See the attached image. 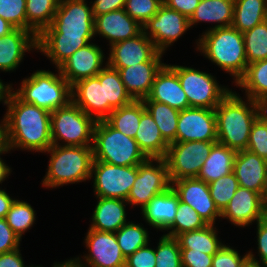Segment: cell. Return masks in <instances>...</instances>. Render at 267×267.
Wrapping results in <instances>:
<instances>
[{"mask_svg": "<svg viewBox=\"0 0 267 267\" xmlns=\"http://www.w3.org/2000/svg\"><path fill=\"white\" fill-rule=\"evenodd\" d=\"M95 36L94 16L85 0H59L51 25L37 37V50L58 69Z\"/></svg>", "mask_w": 267, "mask_h": 267, "instance_id": "obj_1", "label": "cell"}, {"mask_svg": "<svg viewBox=\"0 0 267 267\" xmlns=\"http://www.w3.org/2000/svg\"><path fill=\"white\" fill-rule=\"evenodd\" d=\"M9 89L4 104L7 147L46 152L53 144L51 138V112L22 101Z\"/></svg>", "mask_w": 267, "mask_h": 267, "instance_id": "obj_2", "label": "cell"}, {"mask_svg": "<svg viewBox=\"0 0 267 267\" xmlns=\"http://www.w3.org/2000/svg\"><path fill=\"white\" fill-rule=\"evenodd\" d=\"M246 99L247 103L231 91L214 109L217 142L236 152L247 149L252 125L266 110L261 103Z\"/></svg>", "mask_w": 267, "mask_h": 267, "instance_id": "obj_3", "label": "cell"}, {"mask_svg": "<svg viewBox=\"0 0 267 267\" xmlns=\"http://www.w3.org/2000/svg\"><path fill=\"white\" fill-rule=\"evenodd\" d=\"M196 44L205 57L235 78V84L245 73L248 63L243 33L232 25L206 30Z\"/></svg>", "mask_w": 267, "mask_h": 267, "instance_id": "obj_4", "label": "cell"}, {"mask_svg": "<svg viewBox=\"0 0 267 267\" xmlns=\"http://www.w3.org/2000/svg\"><path fill=\"white\" fill-rule=\"evenodd\" d=\"M46 152L51 156L43 186L53 189L91 179L92 146L52 145Z\"/></svg>", "mask_w": 267, "mask_h": 267, "instance_id": "obj_5", "label": "cell"}, {"mask_svg": "<svg viewBox=\"0 0 267 267\" xmlns=\"http://www.w3.org/2000/svg\"><path fill=\"white\" fill-rule=\"evenodd\" d=\"M92 150L94 161L117 166H136L148 159L134 138L114 129L105 120L95 123Z\"/></svg>", "mask_w": 267, "mask_h": 267, "instance_id": "obj_6", "label": "cell"}, {"mask_svg": "<svg viewBox=\"0 0 267 267\" xmlns=\"http://www.w3.org/2000/svg\"><path fill=\"white\" fill-rule=\"evenodd\" d=\"M46 70H37L21 82L13 91L22 101L44 108L50 112L66 106L71 100V85L61 75Z\"/></svg>", "mask_w": 267, "mask_h": 267, "instance_id": "obj_7", "label": "cell"}, {"mask_svg": "<svg viewBox=\"0 0 267 267\" xmlns=\"http://www.w3.org/2000/svg\"><path fill=\"white\" fill-rule=\"evenodd\" d=\"M72 100L64 107L51 112V138L53 145L92 146L95 123Z\"/></svg>", "mask_w": 267, "mask_h": 267, "instance_id": "obj_8", "label": "cell"}, {"mask_svg": "<svg viewBox=\"0 0 267 267\" xmlns=\"http://www.w3.org/2000/svg\"><path fill=\"white\" fill-rule=\"evenodd\" d=\"M180 80L190 107L215 109L232 91L217 83L214 76L191 67L169 65Z\"/></svg>", "mask_w": 267, "mask_h": 267, "instance_id": "obj_9", "label": "cell"}, {"mask_svg": "<svg viewBox=\"0 0 267 267\" xmlns=\"http://www.w3.org/2000/svg\"><path fill=\"white\" fill-rule=\"evenodd\" d=\"M217 141H188L169 144L164 160L170 183L184 178H197L204 160Z\"/></svg>", "mask_w": 267, "mask_h": 267, "instance_id": "obj_10", "label": "cell"}, {"mask_svg": "<svg viewBox=\"0 0 267 267\" xmlns=\"http://www.w3.org/2000/svg\"><path fill=\"white\" fill-rule=\"evenodd\" d=\"M170 187L164 158H148L137 165L136 180L126 201L132 206L140 205L142 209L154 196L165 192Z\"/></svg>", "mask_w": 267, "mask_h": 267, "instance_id": "obj_11", "label": "cell"}, {"mask_svg": "<svg viewBox=\"0 0 267 267\" xmlns=\"http://www.w3.org/2000/svg\"><path fill=\"white\" fill-rule=\"evenodd\" d=\"M136 176L137 165L117 166L102 161L92 164L91 178L97 197L127 200Z\"/></svg>", "mask_w": 267, "mask_h": 267, "instance_id": "obj_12", "label": "cell"}, {"mask_svg": "<svg viewBox=\"0 0 267 267\" xmlns=\"http://www.w3.org/2000/svg\"><path fill=\"white\" fill-rule=\"evenodd\" d=\"M190 28L189 18L162 4L155 16L143 26V31L156 49L164 53Z\"/></svg>", "mask_w": 267, "mask_h": 267, "instance_id": "obj_13", "label": "cell"}, {"mask_svg": "<svg viewBox=\"0 0 267 267\" xmlns=\"http://www.w3.org/2000/svg\"><path fill=\"white\" fill-rule=\"evenodd\" d=\"M85 237L84 243L89 250V255L83 256L85 263L79 257L74 258L82 267H125L126 258L115 233L88 229Z\"/></svg>", "mask_w": 267, "mask_h": 267, "instance_id": "obj_14", "label": "cell"}, {"mask_svg": "<svg viewBox=\"0 0 267 267\" xmlns=\"http://www.w3.org/2000/svg\"><path fill=\"white\" fill-rule=\"evenodd\" d=\"M72 101L96 121L105 120L114 108L105 102L104 68L95 76L71 86Z\"/></svg>", "mask_w": 267, "mask_h": 267, "instance_id": "obj_15", "label": "cell"}, {"mask_svg": "<svg viewBox=\"0 0 267 267\" xmlns=\"http://www.w3.org/2000/svg\"><path fill=\"white\" fill-rule=\"evenodd\" d=\"M217 141L214 109L189 107L179 112L176 142Z\"/></svg>", "mask_w": 267, "mask_h": 267, "instance_id": "obj_16", "label": "cell"}, {"mask_svg": "<svg viewBox=\"0 0 267 267\" xmlns=\"http://www.w3.org/2000/svg\"><path fill=\"white\" fill-rule=\"evenodd\" d=\"M171 188L178 195L179 201L191 206L207 224H216L221 212L210 196L209 186L197 178H184L171 182Z\"/></svg>", "mask_w": 267, "mask_h": 267, "instance_id": "obj_17", "label": "cell"}, {"mask_svg": "<svg viewBox=\"0 0 267 267\" xmlns=\"http://www.w3.org/2000/svg\"><path fill=\"white\" fill-rule=\"evenodd\" d=\"M267 216L261 194L239 187L228 205L221 212V217L228 219L233 225L245 227L258 222Z\"/></svg>", "mask_w": 267, "mask_h": 267, "instance_id": "obj_18", "label": "cell"}, {"mask_svg": "<svg viewBox=\"0 0 267 267\" xmlns=\"http://www.w3.org/2000/svg\"><path fill=\"white\" fill-rule=\"evenodd\" d=\"M104 57L101 47L91 42L75 51L59 71L72 86L81 79L95 77L105 67Z\"/></svg>", "mask_w": 267, "mask_h": 267, "instance_id": "obj_19", "label": "cell"}, {"mask_svg": "<svg viewBox=\"0 0 267 267\" xmlns=\"http://www.w3.org/2000/svg\"><path fill=\"white\" fill-rule=\"evenodd\" d=\"M157 52L154 43L142 31L134 38L111 45L106 63L119 70L141 62H148Z\"/></svg>", "mask_w": 267, "mask_h": 267, "instance_id": "obj_20", "label": "cell"}, {"mask_svg": "<svg viewBox=\"0 0 267 267\" xmlns=\"http://www.w3.org/2000/svg\"><path fill=\"white\" fill-rule=\"evenodd\" d=\"M163 54L158 51L148 62L118 70L126 91L134 100H142L149 95L155 76L164 65L161 61Z\"/></svg>", "mask_w": 267, "mask_h": 267, "instance_id": "obj_21", "label": "cell"}, {"mask_svg": "<svg viewBox=\"0 0 267 267\" xmlns=\"http://www.w3.org/2000/svg\"><path fill=\"white\" fill-rule=\"evenodd\" d=\"M142 101L164 103L178 111L190 107L177 73L169 64H164L157 72L149 95Z\"/></svg>", "mask_w": 267, "mask_h": 267, "instance_id": "obj_22", "label": "cell"}, {"mask_svg": "<svg viewBox=\"0 0 267 267\" xmlns=\"http://www.w3.org/2000/svg\"><path fill=\"white\" fill-rule=\"evenodd\" d=\"M143 27L123 9L94 17V32L109 40V46L139 35Z\"/></svg>", "mask_w": 267, "mask_h": 267, "instance_id": "obj_23", "label": "cell"}, {"mask_svg": "<svg viewBox=\"0 0 267 267\" xmlns=\"http://www.w3.org/2000/svg\"><path fill=\"white\" fill-rule=\"evenodd\" d=\"M37 50V36L28 30L14 28L0 37V70L14 71L25 55L33 49Z\"/></svg>", "mask_w": 267, "mask_h": 267, "instance_id": "obj_24", "label": "cell"}, {"mask_svg": "<svg viewBox=\"0 0 267 267\" xmlns=\"http://www.w3.org/2000/svg\"><path fill=\"white\" fill-rule=\"evenodd\" d=\"M267 172V160L248 150L238 151L233 173L239 186L261 194Z\"/></svg>", "mask_w": 267, "mask_h": 267, "instance_id": "obj_25", "label": "cell"}, {"mask_svg": "<svg viewBox=\"0 0 267 267\" xmlns=\"http://www.w3.org/2000/svg\"><path fill=\"white\" fill-rule=\"evenodd\" d=\"M178 205L179 197L170 187L154 196L141 211L146 223L162 231L174 222Z\"/></svg>", "mask_w": 267, "mask_h": 267, "instance_id": "obj_26", "label": "cell"}, {"mask_svg": "<svg viewBox=\"0 0 267 267\" xmlns=\"http://www.w3.org/2000/svg\"><path fill=\"white\" fill-rule=\"evenodd\" d=\"M98 203L92 214L89 229L115 233L126 223L127 201L116 198L97 197Z\"/></svg>", "mask_w": 267, "mask_h": 267, "instance_id": "obj_27", "label": "cell"}, {"mask_svg": "<svg viewBox=\"0 0 267 267\" xmlns=\"http://www.w3.org/2000/svg\"><path fill=\"white\" fill-rule=\"evenodd\" d=\"M148 158H164L169 144L141 100V119L134 138Z\"/></svg>", "mask_w": 267, "mask_h": 267, "instance_id": "obj_28", "label": "cell"}, {"mask_svg": "<svg viewBox=\"0 0 267 267\" xmlns=\"http://www.w3.org/2000/svg\"><path fill=\"white\" fill-rule=\"evenodd\" d=\"M233 14L234 0H200L198 7L189 18L190 27L199 22L217 23L210 29L231 26Z\"/></svg>", "mask_w": 267, "mask_h": 267, "instance_id": "obj_29", "label": "cell"}, {"mask_svg": "<svg viewBox=\"0 0 267 267\" xmlns=\"http://www.w3.org/2000/svg\"><path fill=\"white\" fill-rule=\"evenodd\" d=\"M236 153L226 145L216 142L210 150L209 156L204 160L197 179L209 184L222 176L229 175L233 172Z\"/></svg>", "mask_w": 267, "mask_h": 267, "instance_id": "obj_30", "label": "cell"}, {"mask_svg": "<svg viewBox=\"0 0 267 267\" xmlns=\"http://www.w3.org/2000/svg\"><path fill=\"white\" fill-rule=\"evenodd\" d=\"M236 86L245 90L247 98L267 106V59L248 64Z\"/></svg>", "mask_w": 267, "mask_h": 267, "instance_id": "obj_31", "label": "cell"}, {"mask_svg": "<svg viewBox=\"0 0 267 267\" xmlns=\"http://www.w3.org/2000/svg\"><path fill=\"white\" fill-rule=\"evenodd\" d=\"M267 20V0H234L232 26L240 32Z\"/></svg>", "mask_w": 267, "mask_h": 267, "instance_id": "obj_32", "label": "cell"}, {"mask_svg": "<svg viewBox=\"0 0 267 267\" xmlns=\"http://www.w3.org/2000/svg\"><path fill=\"white\" fill-rule=\"evenodd\" d=\"M215 225L208 224L202 229L184 232L176 237L180 249H193L207 255H214L223 245L217 237Z\"/></svg>", "mask_w": 267, "mask_h": 267, "instance_id": "obj_33", "label": "cell"}, {"mask_svg": "<svg viewBox=\"0 0 267 267\" xmlns=\"http://www.w3.org/2000/svg\"><path fill=\"white\" fill-rule=\"evenodd\" d=\"M58 3L59 0H26V30L38 37L51 25Z\"/></svg>", "mask_w": 267, "mask_h": 267, "instance_id": "obj_34", "label": "cell"}, {"mask_svg": "<svg viewBox=\"0 0 267 267\" xmlns=\"http://www.w3.org/2000/svg\"><path fill=\"white\" fill-rule=\"evenodd\" d=\"M142 102L144 103L145 109L150 113L156 122L164 140L168 144L176 143V132L180 111L160 102Z\"/></svg>", "mask_w": 267, "mask_h": 267, "instance_id": "obj_35", "label": "cell"}, {"mask_svg": "<svg viewBox=\"0 0 267 267\" xmlns=\"http://www.w3.org/2000/svg\"><path fill=\"white\" fill-rule=\"evenodd\" d=\"M141 119V100L114 109L105 121L124 135L135 138Z\"/></svg>", "mask_w": 267, "mask_h": 267, "instance_id": "obj_36", "label": "cell"}, {"mask_svg": "<svg viewBox=\"0 0 267 267\" xmlns=\"http://www.w3.org/2000/svg\"><path fill=\"white\" fill-rule=\"evenodd\" d=\"M104 93L105 102H109L114 109L125 106L134 100L126 91L119 71L108 64L104 67Z\"/></svg>", "mask_w": 267, "mask_h": 267, "instance_id": "obj_37", "label": "cell"}, {"mask_svg": "<svg viewBox=\"0 0 267 267\" xmlns=\"http://www.w3.org/2000/svg\"><path fill=\"white\" fill-rule=\"evenodd\" d=\"M115 235L125 258L149 244L150 239L148 231L140 224L132 223V221L123 225L115 232Z\"/></svg>", "mask_w": 267, "mask_h": 267, "instance_id": "obj_38", "label": "cell"}, {"mask_svg": "<svg viewBox=\"0 0 267 267\" xmlns=\"http://www.w3.org/2000/svg\"><path fill=\"white\" fill-rule=\"evenodd\" d=\"M247 63L267 59V20L243 32Z\"/></svg>", "mask_w": 267, "mask_h": 267, "instance_id": "obj_39", "label": "cell"}, {"mask_svg": "<svg viewBox=\"0 0 267 267\" xmlns=\"http://www.w3.org/2000/svg\"><path fill=\"white\" fill-rule=\"evenodd\" d=\"M205 220L188 204L179 201L174 222L166 229V235L177 237L178 235L199 230L207 226Z\"/></svg>", "mask_w": 267, "mask_h": 267, "instance_id": "obj_40", "label": "cell"}, {"mask_svg": "<svg viewBox=\"0 0 267 267\" xmlns=\"http://www.w3.org/2000/svg\"><path fill=\"white\" fill-rule=\"evenodd\" d=\"M35 216L36 213L29 203L15 199L5 220L13 232L21 239L25 231L35 223Z\"/></svg>", "mask_w": 267, "mask_h": 267, "instance_id": "obj_41", "label": "cell"}, {"mask_svg": "<svg viewBox=\"0 0 267 267\" xmlns=\"http://www.w3.org/2000/svg\"><path fill=\"white\" fill-rule=\"evenodd\" d=\"M208 186L210 196L220 212L228 205L236 190L240 187L233 172L214 180Z\"/></svg>", "mask_w": 267, "mask_h": 267, "instance_id": "obj_42", "label": "cell"}, {"mask_svg": "<svg viewBox=\"0 0 267 267\" xmlns=\"http://www.w3.org/2000/svg\"><path fill=\"white\" fill-rule=\"evenodd\" d=\"M155 249V267H182L181 251L176 237L166 233L159 239Z\"/></svg>", "mask_w": 267, "mask_h": 267, "instance_id": "obj_43", "label": "cell"}, {"mask_svg": "<svg viewBox=\"0 0 267 267\" xmlns=\"http://www.w3.org/2000/svg\"><path fill=\"white\" fill-rule=\"evenodd\" d=\"M248 151L267 160V111L265 110L254 122L249 134Z\"/></svg>", "mask_w": 267, "mask_h": 267, "instance_id": "obj_44", "label": "cell"}, {"mask_svg": "<svg viewBox=\"0 0 267 267\" xmlns=\"http://www.w3.org/2000/svg\"><path fill=\"white\" fill-rule=\"evenodd\" d=\"M162 4L163 0H126L124 10L143 27Z\"/></svg>", "mask_w": 267, "mask_h": 267, "instance_id": "obj_45", "label": "cell"}, {"mask_svg": "<svg viewBox=\"0 0 267 267\" xmlns=\"http://www.w3.org/2000/svg\"><path fill=\"white\" fill-rule=\"evenodd\" d=\"M0 17L12 27L26 30V0H0Z\"/></svg>", "mask_w": 267, "mask_h": 267, "instance_id": "obj_46", "label": "cell"}, {"mask_svg": "<svg viewBox=\"0 0 267 267\" xmlns=\"http://www.w3.org/2000/svg\"><path fill=\"white\" fill-rule=\"evenodd\" d=\"M241 257L233 247L223 244L213 255L212 267H242L249 256L246 253Z\"/></svg>", "mask_w": 267, "mask_h": 267, "instance_id": "obj_47", "label": "cell"}, {"mask_svg": "<svg viewBox=\"0 0 267 267\" xmlns=\"http://www.w3.org/2000/svg\"><path fill=\"white\" fill-rule=\"evenodd\" d=\"M149 244L139 248L125 261V267H155V248L148 247Z\"/></svg>", "mask_w": 267, "mask_h": 267, "instance_id": "obj_48", "label": "cell"}, {"mask_svg": "<svg viewBox=\"0 0 267 267\" xmlns=\"http://www.w3.org/2000/svg\"><path fill=\"white\" fill-rule=\"evenodd\" d=\"M21 239L6 222L0 218V254L14 251L20 247Z\"/></svg>", "mask_w": 267, "mask_h": 267, "instance_id": "obj_49", "label": "cell"}, {"mask_svg": "<svg viewBox=\"0 0 267 267\" xmlns=\"http://www.w3.org/2000/svg\"><path fill=\"white\" fill-rule=\"evenodd\" d=\"M182 267H212L213 255L193 249H180Z\"/></svg>", "mask_w": 267, "mask_h": 267, "instance_id": "obj_50", "label": "cell"}, {"mask_svg": "<svg viewBox=\"0 0 267 267\" xmlns=\"http://www.w3.org/2000/svg\"><path fill=\"white\" fill-rule=\"evenodd\" d=\"M126 0H95L92 3L91 9L93 16L103 15L115 10L123 9Z\"/></svg>", "mask_w": 267, "mask_h": 267, "instance_id": "obj_51", "label": "cell"}, {"mask_svg": "<svg viewBox=\"0 0 267 267\" xmlns=\"http://www.w3.org/2000/svg\"><path fill=\"white\" fill-rule=\"evenodd\" d=\"M200 0H163L168 8L176 10L180 14L190 18L198 7Z\"/></svg>", "mask_w": 267, "mask_h": 267, "instance_id": "obj_52", "label": "cell"}, {"mask_svg": "<svg viewBox=\"0 0 267 267\" xmlns=\"http://www.w3.org/2000/svg\"><path fill=\"white\" fill-rule=\"evenodd\" d=\"M257 242L260 262L267 265V216L257 223Z\"/></svg>", "mask_w": 267, "mask_h": 267, "instance_id": "obj_53", "label": "cell"}, {"mask_svg": "<svg viewBox=\"0 0 267 267\" xmlns=\"http://www.w3.org/2000/svg\"><path fill=\"white\" fill-rule=\"evenodd\" d=\"M0 267H30L23 262L20 249L0 254Z\"/></svg>", "mask_w": 267, "mask_h": 267, "instance_id": "obj_54", "label": "cell"}, {"mask_svg": "<svg viewBox=\"0 0 267 267\" xmlns=\"http://www.w3.org/2000/svg\"><path fill=\"white\" fill-rule=\"evenodd\" d=\"M14 201L5 190L0 189V218L6 217Z\"/></svg>", "mask_w": 267, "mask_h": 267, "instance_id": "obj_55", "label": "cell"}, {"mask_svg": "<svg viewBox=\"0 0 267 267\" xmlns=\"http://www.w3.org/2000/svg\"><path fill=\"white\" fill-rule=\"evenodd\" d=\"M0 123V152H8L10 150L7 147L5 118Z\"/></svg>", "mask_w": 267, "mask_h": 267, "instance_id": "obj_56", "label": "cell"}, {"mask_svg": "<svg viewBox=\"0 0 267 267\" xmlns=\"http://www.w3.org/2000/svg\"><path fill=\"white\" fill-rule=\"evenodd\" d=\"M5 154L7 152H0V156L2 154ZM11 173V168L5 164L4 160L0 157V184H2L3 181L9 176Z\"/></svg>", "mask_w": 267, "mask_h": 267, "instance_id": "obj_57", "label": "cell"}, {"mask_svg": "<svg viewBox=\"0 0 267 267\" xmlns=\"http://www.w3.org/2000/svg\"><path fill=\"white\" fill-rule=\"evenodd\" d=\"M248 258L245 260V262L243 263L242 267H267L266 264H262L261 262H259V260H256V258L254 257V254H252V252H248ZM262 264V266H261Z\"/></svg>", "mask_w": 267, "mask_h": 267, "instance_id": "obj_58", "label": "cell"}, {"mask_svg": "<svg viewBox=\"0 0 267 267\" xmlns=\"http://www.w3.org/2000/svg\"><path fill=\"white\" fill-rule=\"evenodd\" d=\"M14 29L5 19L0 17V37L8 34Z\"/></svg>", "mask_w": 267, "mask_h": 267, "instance_id": "obj_59", "label": "cell"}, {"mask_svg": "<svg viewBox=\"0 0 267 267\" xmlns=\"http://www.w3.org/2000/svg\"><path fill=\"white\" fill-rule=\"evenodd\" d=\"M12 88L11 84H4L2 80L0 79V102H5L6 95L9 91V89Z\"/></svg>", "mask_w": 267, "mask_h": 267, "instance_id": "obj_60", "label": "cell"}, {"mask_svg": "<svg viewBox=\"0 0 267 267\" xmlns=\"http://www.w3.org/2000/svg\"><path fill=\"white\" fill-rule=\"evenodd\" d=\"M53 267H82L75 259H68L65 262H61L58 264L55 263Z\"/></svg>", "mask_w": 267, "mask_h": 267, "instance_id": "obj_61", "label": "cell"}, {"mask_svg": "<svg viewBox=\"0 0 267 267\" xmlns=\"http://www.w3.org/2000/svg\"><path fill=\"white\" fill-rule=\"evenodd\" d=\"M261 199L264 207L267 209V172L265 176L263 190L261 192Z\"/></svg>", "mask_w": 267, "mask_h": 267, "instance_id": "obj_62", "label": "cell"}]
</instances>
